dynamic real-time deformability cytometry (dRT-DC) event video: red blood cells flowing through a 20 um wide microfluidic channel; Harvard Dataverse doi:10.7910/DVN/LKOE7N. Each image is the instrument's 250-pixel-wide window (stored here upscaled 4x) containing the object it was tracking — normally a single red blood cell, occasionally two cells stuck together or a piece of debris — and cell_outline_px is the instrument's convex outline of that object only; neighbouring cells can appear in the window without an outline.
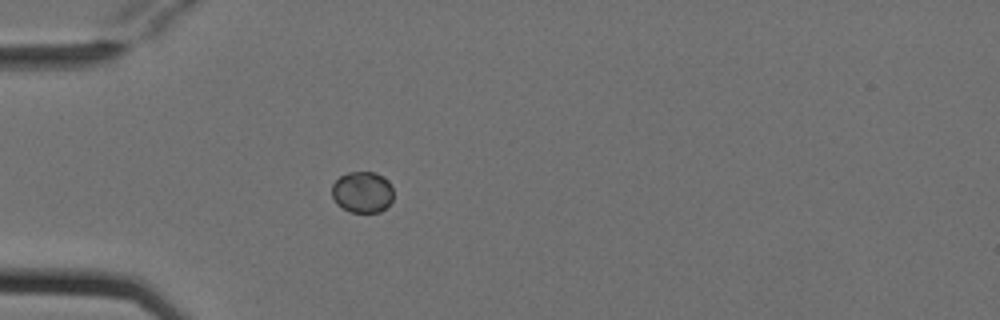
{"species": "Egyptian fruit bat (a non-hibernating species)", "species_latin": "Rousettus aegyptiacus", "temperature_condition": "cold", "stored_images_in_passage": 2, "camera_frame_rate_fps": 3000, "um_per_image_px": 0.085, "animal": {"sex": "female"}, "frame": {"image": 1, "passage_image": 2, "time_ms": 0.333, "image_size_px": [1000, 320], "cell_outline_px": [[392, 200], [380, 212], [348, 212], [336, 204], [332, 196], [332, 184], [340, 176], [348, 172], [376, 172], [388, 180], [392, 188]], "centroid_in_image_um": [30.78, 16.33], "position_along_channel_um": 54.2, "area_um2": 14.85}}